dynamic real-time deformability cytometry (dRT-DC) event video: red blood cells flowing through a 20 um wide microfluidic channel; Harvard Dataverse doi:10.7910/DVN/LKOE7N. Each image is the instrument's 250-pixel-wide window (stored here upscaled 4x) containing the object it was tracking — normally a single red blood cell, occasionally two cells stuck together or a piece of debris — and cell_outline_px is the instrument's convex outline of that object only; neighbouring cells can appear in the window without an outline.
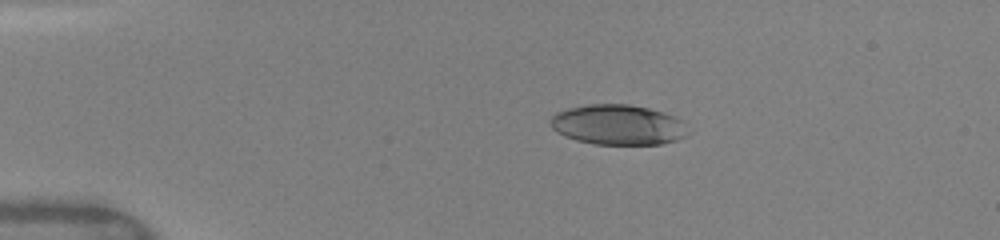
{"species": "human", "species_latin": "Homo sapiens", "temperature_condition": "warm", "stored_images_in_passage": 12, "camera_frame_rate_fps": 3000, "um_per_image_px": 0.085, "donor": {"sex": "female"}, "frame": {"image": 1, "passage_image": 8, "time_ms": 3.0, "image_size_px": [1000, 240], "cell_outline_px": [[692, 132], [688, 136], [676, 140], [660, 144], [596, 144], [576, 140], [564, 136], [556, 132], [552, 128], [548, 120], [556, 112], [568, 108], [588, 104], [628, 104], [648, 108], [664, 112], [676, 116], [684, 120]], "centroid_in_image_um": [52.58, 10.6], "position_along_channel_um": 32.4, "area_um2": 32.77}}
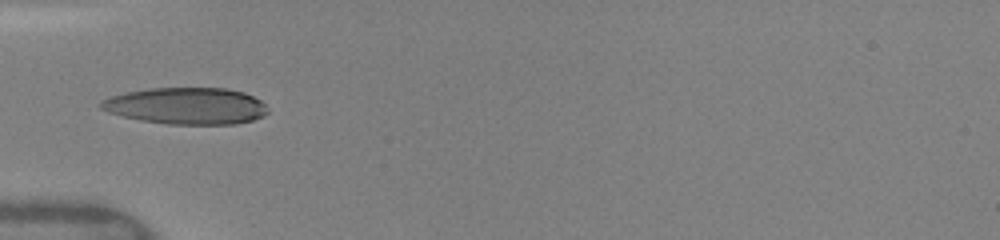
{"frame": {"image": 2, "passage_image": 11, "time_ms": 5.333, "image_size_px": [1000, 240], "cell_outline_px": [[268, 112], [264, 116], [252, 120], [236, 124], [168, 124], [140, 120], [108, 112], [100, 108], [100, 100], [112, 96], [128, 92], [148, 88], [228, 88], [244, 92], [260, 100], [268, 108]], "centroid_in_image_um": [15.86, 9.0], "position_along_channel_um": 69.1, "area_um2": 35.66}}